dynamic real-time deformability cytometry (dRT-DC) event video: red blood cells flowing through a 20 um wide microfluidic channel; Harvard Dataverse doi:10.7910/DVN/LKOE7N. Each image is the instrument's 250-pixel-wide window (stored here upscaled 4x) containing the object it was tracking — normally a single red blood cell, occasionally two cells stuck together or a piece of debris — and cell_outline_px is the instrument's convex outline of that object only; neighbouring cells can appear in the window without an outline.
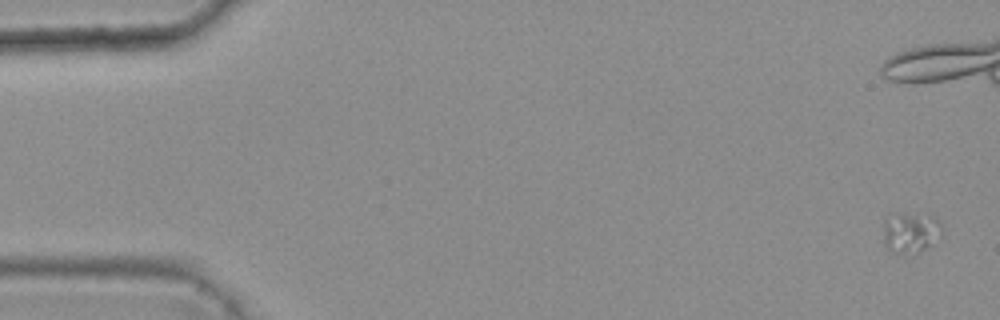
{"species": "common noctule bat (a hibernating species)", "species_latin": "Nyctalus noctula", "temperature_condition": "warm", "stored_images_in_passage": 14, "camera_frame_rate_fps": 3000, "um_per_image_px": 0.085, "animal": {"sex": "female", "body_mass_g": 25.1}, "frame": {"image": 1, "passage_image": 1, "time_ms": 0.0, "image_size_px": [1000, 320], "cell_outline_px": [[944, 228], [924, 248], [916, 252], [904, 256], [892, 252], [884, 244], [884, 224], [900, 216], [912, 216], [936, 220]], "centroid_in_image_um": [77.35, 19.89], "position_along_channel_um": 7.6, "area_um2": 12.31}}